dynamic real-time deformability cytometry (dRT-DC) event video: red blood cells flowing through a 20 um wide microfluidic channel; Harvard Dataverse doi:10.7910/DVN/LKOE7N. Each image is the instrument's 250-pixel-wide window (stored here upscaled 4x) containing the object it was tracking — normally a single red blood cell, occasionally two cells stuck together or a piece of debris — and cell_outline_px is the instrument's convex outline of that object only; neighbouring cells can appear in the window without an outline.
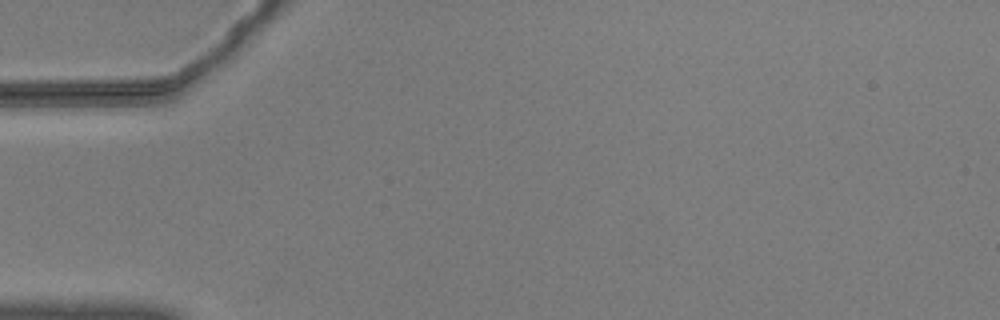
{"species": "common noctule bat (a hibernating species)", "species_latin": "Nyctalus noctula", "temperature_condition": "warm", "stored_images_in_passage": 4, "camera_frame_rate_fps": 3000, "um_per_image_px": 0.085, "animal": {"sex": "male", "body_mass_g": 20.5, "forearm_length_mm": 52.5}, "frame": {"image": 1, "passage_image": 1, "time_ms": 0.0, "image_size_px": [1000, 320], "cell_outline_px": [[160, 100], [136, 104], [36, 104], [36, 100], [48, 80], [76, 84], [152, 96]], "centroid_in_image_um": [7.4, 8.1], "position_along_channel_um": 77.6, "area_um2": 13.35}}